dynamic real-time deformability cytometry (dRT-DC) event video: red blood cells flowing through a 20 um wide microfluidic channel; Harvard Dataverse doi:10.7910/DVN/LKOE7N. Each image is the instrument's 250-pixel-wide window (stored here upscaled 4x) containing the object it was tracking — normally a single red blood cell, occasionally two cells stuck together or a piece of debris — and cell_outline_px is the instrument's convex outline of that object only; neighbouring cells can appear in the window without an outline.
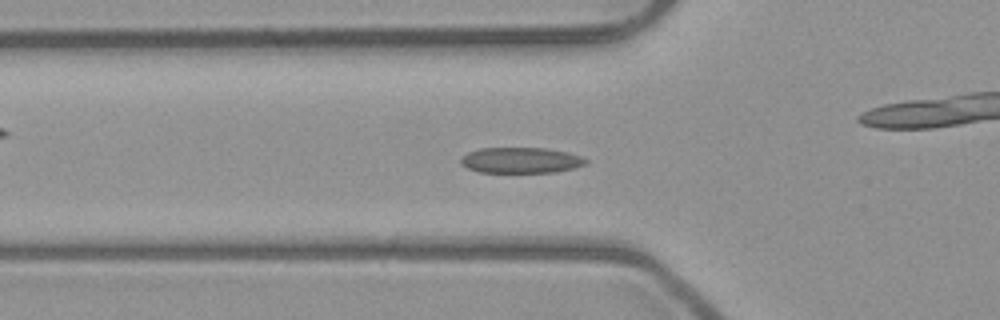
{"species": "common noctule bat (a hibernating species)", "species_latin": "Nyctalus noctula", "temperature_condition": "room temperature", "stored_images_in_passage": 46, "camera_frame_rate_fps": 3000, "um_per_image_px": 0.085, "animal": {"sex": "male", "body_mass_g": 23.1, "forearm_length_mm": 52.7}, "frame": {"image": 1, "passage_image": 11, "time_ms": 3.333, "image_size_px": [1000, 320], "cell_outline_px": [[588, 164], [576, 168], [552, 172], [480, 172], [468, 168], [460, 164], [460, 160], [468, 152], [480, 148], [544, 148], [568, 152], [580, 156], [588, 160]], "centroid_in_image_um": [44.3, 13.62], "position_along_channel_um": 81.5, "area_um2": 18.73}}
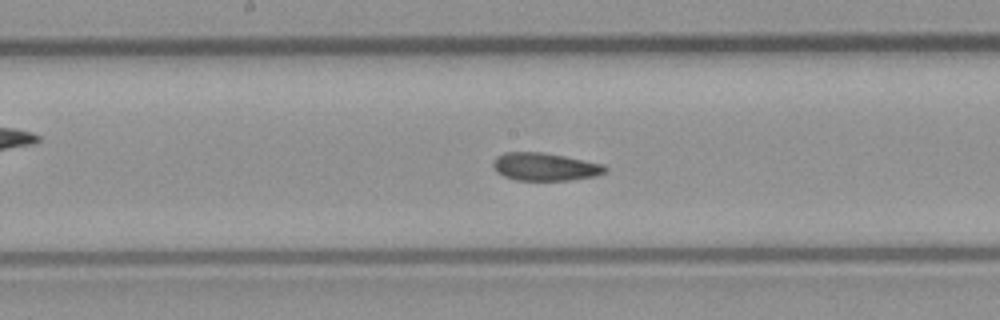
{"frame": {"image": 2, "passage_image": 20, "time_ms": 6.333, "image_size_px": [1000, 320], "cell_outline_px": [[608, 168], [604, 172], [596, 176], [568, 180], [516, 180], [504, 176], [496, 172], [492, 164], [496, 156], [504, 152], [540, 152], [564, 156], [604, 164]], "centroid_in_image_um": [46.3, 14.17], "position_along_channel_um": 201.9, "area_um2": 18.15}}
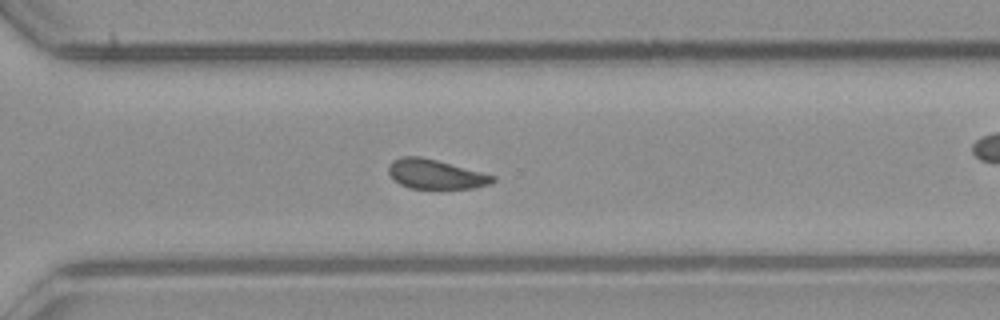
{"frame": {"image": 3, "passage_image": 30, "time_ms": 9.667, "image_size_px": [1000, 320], "cell_outline_px": [[496, 180], [492, 184], [472, 188], [408, 188], [400, 184], [388, 172], [388, 164], [392, 160], [400, 156], [420, 156], [436, 160], [496, 176]], "centroid_in_image_um": [37.01, 14.8], "position_along_channel_um": 333.6, "area_um2": 17.8}, "authors_computed_cell_mechanics": {"area_um2": 18.5827, "velocity_mm_per_s": 3.973, "shape_relaxation_time_tau1_ms": 6.6267, "shape_relaxation_time_tau2_ms": 2.2406, "deformation_change_tau1": 0.1403, "deformation_change_tau2": 0.0746}}